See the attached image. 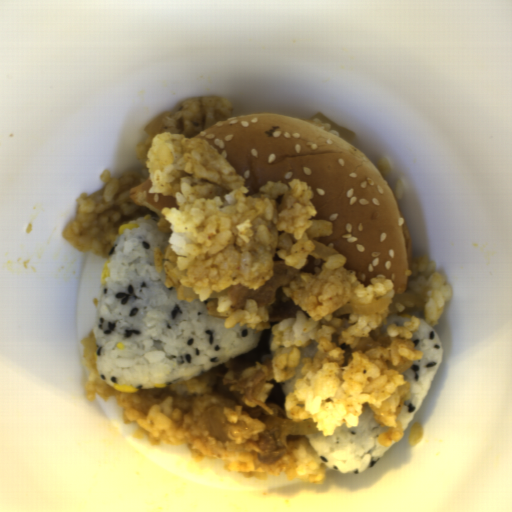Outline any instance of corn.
I'll return each instance as SVG.
<instances>
[{
	"label": "corn",
	"instance_id": "cfcad685",
	"mask_svg": "<svg viewBox=\"0 0 512 512\" xmlns=\"http://www.w3.org/2000/svg\"><path fill=\"white\" fill-rule=\"evenodd\" d=\"M167 383H157L155 385H153L151 388H161V387H167Z\"/></svg>",
	"mask_w": 512,
	"mask_h": 512
},
{
	"label": "corn",
	"instance_id": "f1292c28",
	"mask_svg": "<svg viewBox=\"0 0 512 512\" xmlns=\"http://www.w3.org/2000/svg\"><path fill=\"white\" fill-rule=\"evenodd\" d=\"M134 228H139V224L132 223L128 220L124 225H120L119 228L117 229V231L120 235V234H123L126 230H130V229H134Z\"/></svg>",
	"mask_w": 512,
	"mask_h": 512
},
{
	"label": "corn",
	"instance_id": "51d56268",
	"mask_svg": "<svg viewBox=\"0 0 512 512\" xmlns=\"http://www.w3.org/2000/svg\"><path fill=\"white\" fill-rule=\"evenodd\" d=\"M110 262H111L110 259L106 260L105 263L102 266V270H101V273H100V284L106 283V278L109 275L108 265H109Z\"/></svg>",
	"mask_w": 512,
	"mask_h": 512
},
{
	"label": "corn",
	"instance_id": "2b8c4276",
	"mask_svg": "<svg viewBox=\"0 0 512 512\" xmlns=\"http://www.w3.org/2000/svg\"><path fill=\"white\" fill-rule=\"evenodd\" d=\"M116 346L119 350H124V348H125L124 344H121V343L116 344Z\"/></svg>",
	"mask_w": 512,
	"mask_h": 512
},
{
	"label": "corn",
	"instance_id": "5cfa1b94",
	"mask_svg": "<svg viewBox=\"0 0 512 512\" xmlns=\"http://www.w3.org/2000/svg\"><path fill=\"white\" fill-rule=\"evenodd\" d=\"M113 388L118 389V390H120L122 392H128V393H133V394L136 393V392L141 391L138 388H135V387L130 386V385H118L117 384V385H114Z\"/></svg>",
	"mask_w": 512,
	"mask_h": 512
}]
</instances>
